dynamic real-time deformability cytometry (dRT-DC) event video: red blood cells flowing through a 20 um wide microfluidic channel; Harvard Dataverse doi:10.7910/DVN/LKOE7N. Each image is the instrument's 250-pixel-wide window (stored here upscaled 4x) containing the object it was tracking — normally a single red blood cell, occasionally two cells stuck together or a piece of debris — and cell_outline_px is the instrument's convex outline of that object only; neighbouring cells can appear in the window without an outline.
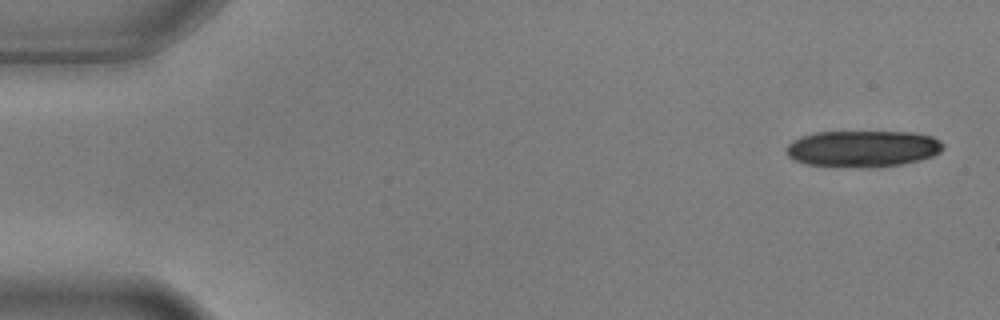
{"species": "common noctule bat (a hibernating species)", "species_latin": "Nyctalus noctula", "temperature_condition": "warm", "stored_images_in_passage": 4, "camera_frame_rate_fps": 3000, "um_per_image_px": 0.085, "animal": {"sex": "male", "body_mass_g": 17.9, "forearm_length_mm": 54.2}, "frame": {"image": 1, "passage_image": 1, "time_ms": 0.0, "image_size_px": [1000, 320], "cell_outline_px": [[944, 148], [940, 152], [932, 156], [920, 160], [900, 164], [876, 168], [856, 168], [808, 164], [796, 160], [788, 156], [788, 144], [792, 140], [800, 136], [816, 132], [912, 132], [932, 136], [940, 140], [944, 144]], "centroid_in_image_um": [73.37, 12.64], "position_along_channel_um": 11.6, "area_um2": 33.58}}